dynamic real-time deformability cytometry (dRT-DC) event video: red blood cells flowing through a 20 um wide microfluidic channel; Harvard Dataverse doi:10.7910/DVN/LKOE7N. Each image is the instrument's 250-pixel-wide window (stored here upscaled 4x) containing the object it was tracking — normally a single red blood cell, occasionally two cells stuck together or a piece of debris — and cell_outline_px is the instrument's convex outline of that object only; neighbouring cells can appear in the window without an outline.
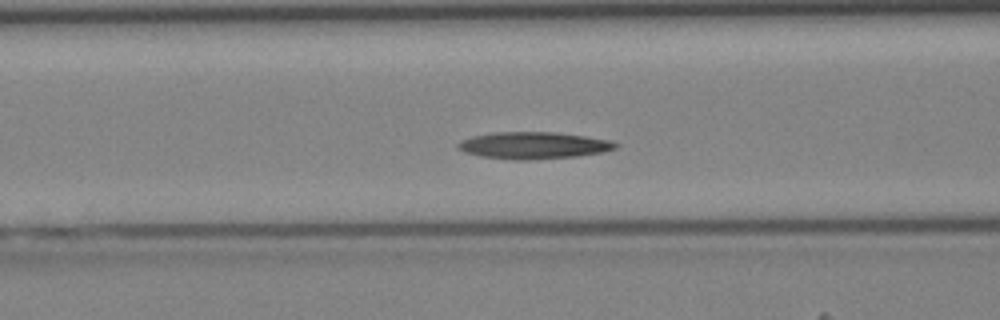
{"species": "Egyptian fruit bat (a non-hibernating species)", "species_latin": "Rousettus aegyptiacus", "temperature_condition": "cold", "stored_images_in_passage": 43, "camera_frame_rate_fps": 3000, "um_per_image_px": 0.085, "animal": {"sex": "female"}, "frame": {"image": 1, "passage_image": 17, "time_ms": 5.333, "image_size_px": [1000, 320], "cell_outline_px": [[620, 144], [616, 148], [604, 152], [576, 156], [524, 160], [516, 160], [480, 156], [464, 152], [456, 148], [456, 144], [472, 136], [496, 132], [556, 132], [584, 136], [608, 140]], "centroid_in_image_um": [45.34, 12.36], "position_along_channel_um": 121.3, "area_um2": 24.57}}
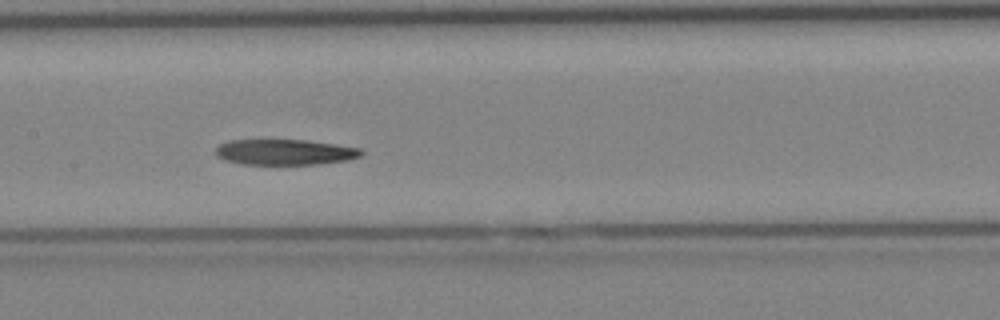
{"frame": {"image": 2, "passage_image": 21, "time_ms": 6.667, "image_size_px": [1000, 320], "cell_outline_px": [[364, 152], [360, 156], [348, 160], [320, 164], [240, 164], [224, 160], [216, 156], [216, 148], [220, 144], [228, 140], [304, 140], [336, 144], [360, 148]], "centroid_in_image_um": [24.2, 12.93], "position_along_channel_um": 183.2, "area_um2": 21.79}}
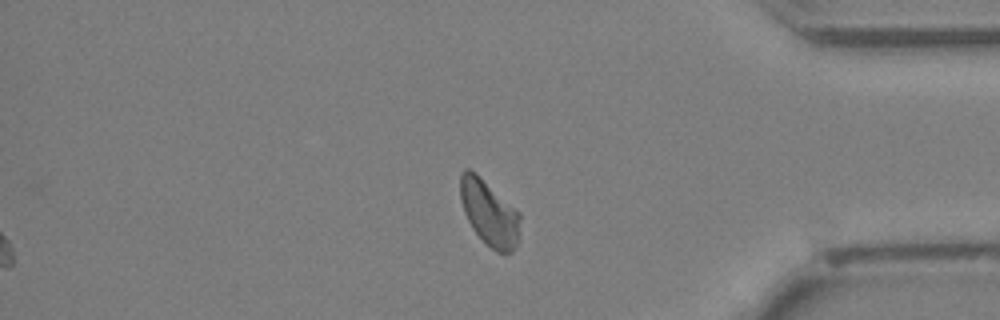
{"frame": {"image": 3, "passage_image": 36, "time_ms": 11.667, "image_size_px": [1000, 320], "cell_outline_px": [[520, 236], [512, 252], [496, 252], [472, 228], [464, 212], [460, 196], [460, 172], [464, 168], [468, 168], [476, 172], [520, 212]], "centroid_in_image_um": [41.59, 18.05], "position_along_channel_um": 393.6, "area_um2": 22.83}}